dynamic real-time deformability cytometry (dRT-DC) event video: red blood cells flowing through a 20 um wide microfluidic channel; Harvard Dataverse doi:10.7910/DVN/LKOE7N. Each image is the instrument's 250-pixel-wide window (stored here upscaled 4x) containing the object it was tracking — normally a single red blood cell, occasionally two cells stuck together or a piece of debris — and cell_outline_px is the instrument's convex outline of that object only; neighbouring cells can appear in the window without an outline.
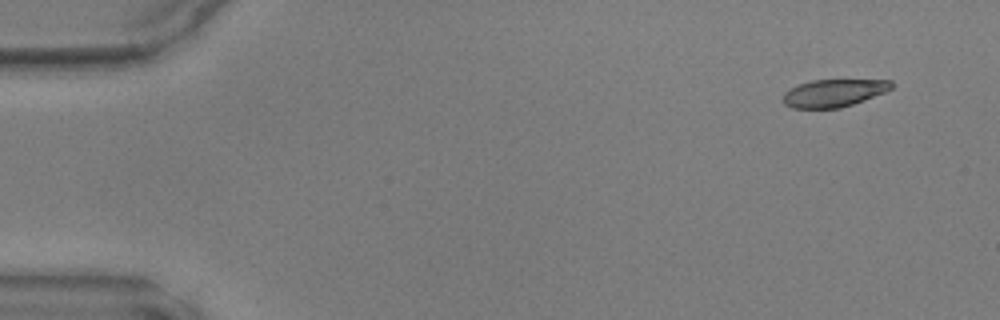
{"species": "common noctule bat (a hibernating species)", "species_latin": "Nyctalus noctula", "temperature_condition": "warm", "stored_images_in_passage": 45, "camera_frame_rate_fps": 3000, "um_per_image_px": 0.085, "animal": {"sex": "male", "body_mass_g": 17.9, "forearm_length_mm": 54.2}, "frame": {"image": 1, "passage_image": 1, "time_ms": 0.0, "image_size_px": [1000, 320], "cell_outline_px": [[892, 88], [884, 92], [864, 100], [840, 108], [792, 108], [784, 104], [784, 92], [800, 84], [812, 80], [892, 80]], "centroid_in_image_um": [70.87, 7.91], "position_along_channel_um": 14.1, "area_um2": 17.17}}
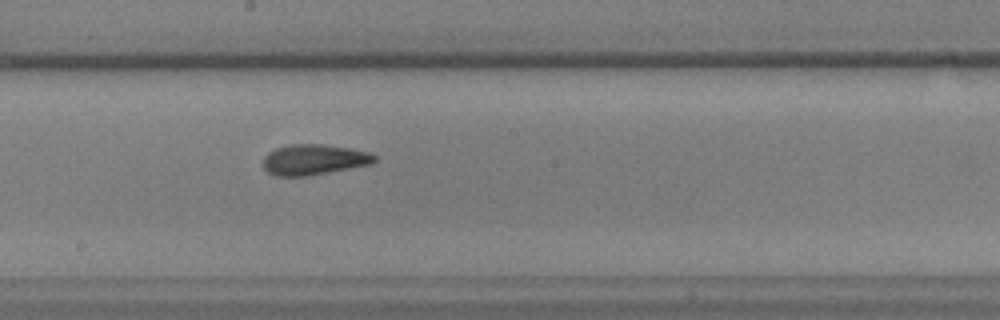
{"frame": {"image": 2, "passage_image": 24, "time_ms": 7.667, "image_size_px": [1000, 320], "cell_outline_px": [[376, 160], [372, 164], [308, 176], [276, 176], [268, 172], [264, 168], [264, 156], [268, 152], [276, 148], [288, 144], [324, 144], [352, 148], [368, 152], [376, 156]], "centroid_in_image_um": [26.69, 13.56], "position_along_channel_um": 221.5, "area_um2": 19.94}}
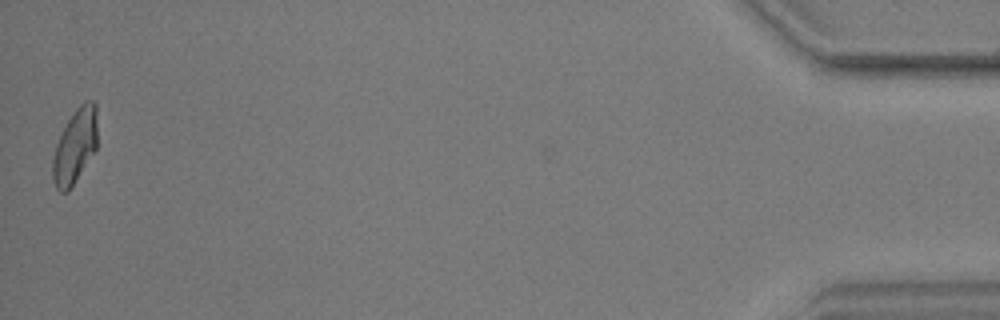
{"frame": {"image": 3, "passage_image": 45, "time_ms": 14.667, "image_size_px": [1000, 320], "cell_outline_px": [[96, 148], [68, 192], [60, 192], [56, 188], [52, 176], [52, 160], [56, 144], [68, 120], [76, 108], [84, 100], [92, 100], [96, 104]], "centroid_in_image_um": [6.36, 12.41], "position_along_channel_um": 428.8, "area_um2": 19.07}}